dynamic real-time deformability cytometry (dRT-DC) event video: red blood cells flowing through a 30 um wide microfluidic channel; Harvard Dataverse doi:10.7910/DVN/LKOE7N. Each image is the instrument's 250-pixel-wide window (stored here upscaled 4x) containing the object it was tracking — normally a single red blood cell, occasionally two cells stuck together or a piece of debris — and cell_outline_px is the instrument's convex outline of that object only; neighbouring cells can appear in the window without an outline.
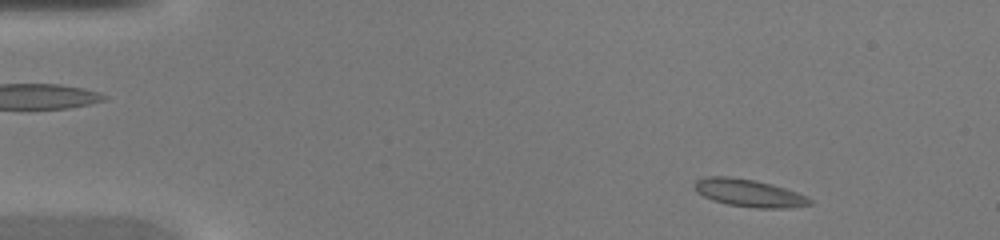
{"species": "common noctule bat (a hibernating species)", "species_latin": "Nyctalus noctula", "temperature_condition": "warm", "stored_images_in_passage": 43, "camera_frame_rate_fps": 3000, "um_per_image_px": 0.085, "animal": {"sex": "female", "body_mass_g": 20.0, "forearm_length_mm": 54.0}, "frame": {"image": 1, "passage_image": 4, "time_ms": 1.0, "image_size_px": [1000, 240], "cell_outline_px": [[812, 204], [792, 208], [756, 208], [728, 204], [712, 200], [696, 192], [692, 184], [696, 180], [708, 176], [728, 176], [756, 180], [772, 184], [808, 196], [812, 200]], "centroid_in_image_um": [63.66, 16.4], "position_along_channel_um": 21.3, "area_um2": 18.67}}
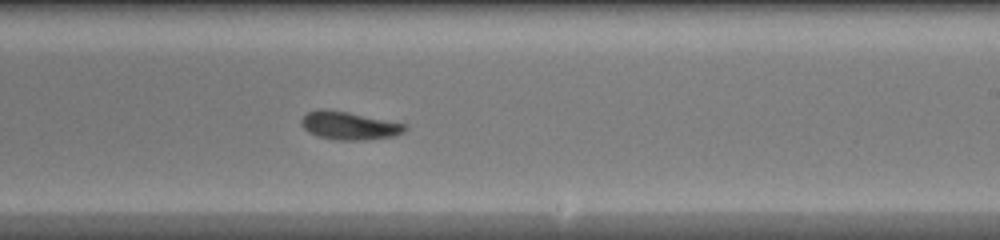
{"frame": {"image": 2, "passage_image": 26, "time_ms": 8.333, "image_size_px": [1000, 240], "cell_outline_px": [[408, 128], [404, 132], [396, 136], [360, 140], [336, 140], [320, 136], [308, 132], [300, 124], [300, 120], [308, 112], [320, 108], [348, 112], [408, 124]], "centroid_in_image_um": [29.7, 10.67], "position_along_channel_um": 259.3, "area_um2": 16.99}}
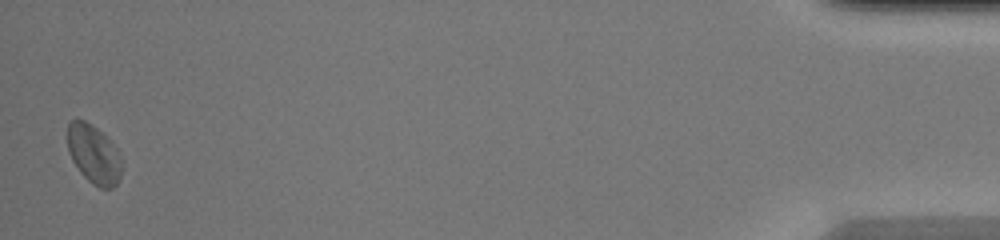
{"frame": {"image": 3, "passage_image": 43, "time_ms": 14.0, "image_size_px": [1000, 240], "cell_outline_px": [[120, 176], [116, 184], [112, 188], [100, 188], [92, 184], [80, 172], [72, 160], [68, 152], [68, 124], [72, 120], [84, 120], [92, 124], [116, 148], [120, 156]], "centroid_in_image_um": [7.94, 13.13], "position_along_channel_um": 427.3, "area_um2": 18.21}}